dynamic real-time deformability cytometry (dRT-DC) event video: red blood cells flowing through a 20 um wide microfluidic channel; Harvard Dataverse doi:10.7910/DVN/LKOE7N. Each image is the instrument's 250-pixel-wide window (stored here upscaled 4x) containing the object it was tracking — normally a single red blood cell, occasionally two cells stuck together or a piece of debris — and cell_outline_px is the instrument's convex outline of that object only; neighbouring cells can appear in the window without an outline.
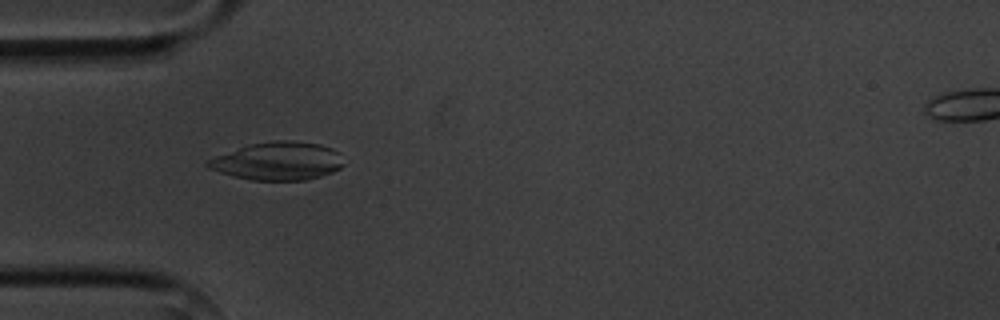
{"species": "common noctule bat (a hibernating species)", "species_latin": "Nyctalus noctula", "temperature_condition": "cold", "stored_images_in_passage": 13, "camera_frame_rate_fps": 3000, "um_per_image_px": 0.085, "animal": {"sex": "male", "body_mass_g": 20.1, "forearm_length_mm": 53.5}, "frame": {"image": 1, "passage_image": 3, "time_ms": 3.0, "image_size_px": [1000, 320], "cell_outline_px": [[344, 164], [340, 168], [332, 172], [320, 176], [304, 180], [252, 180], [232, 176], [208, 168], [204, 164], [204, 160], [248, 144], [272, 140], [292, 140], [320, 144], [332, 148], [340, 152]], "centroid_in_image_um": [23.6, 13.68], "position_along_channel_um": 61.4, "area_um2": 30.46}}
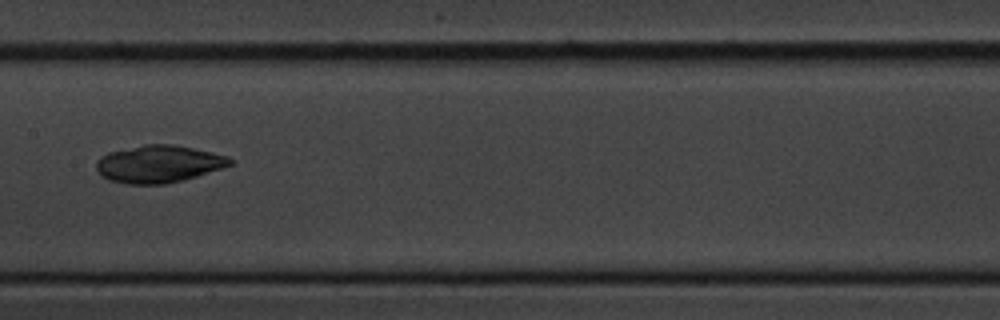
{"frame": {"image": 2, "passage_image": 6, "time_ms": 6.667, "image_size_px": [1000, 320], "cell_outline_px": [[232, 164], [184, 180], [164, 184], [128, 184], [108, 180], [100, 176], [96, 168], [96, 160], [100, 156], [108, 152], [144, 144], [172, 144], [212, 152], [228, 156], [232, 160]], "centroid_in_image_um": [13.43, 13.94], "position_along_channel_um": 194.0, "area_um2": 29.13}}
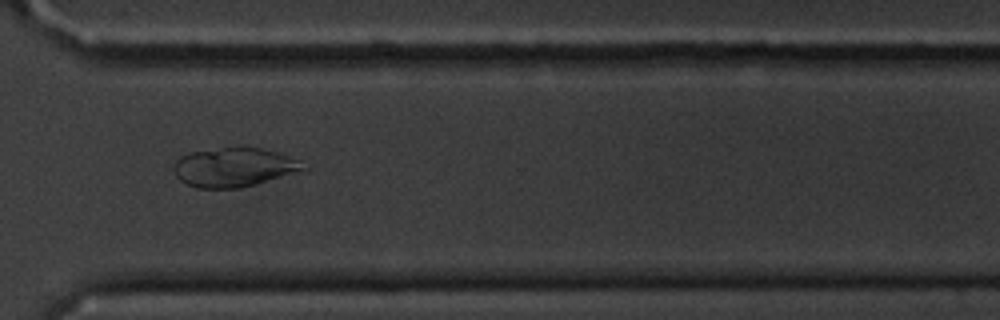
{"frame": {"image": 3, "passage_image": 10, "time_ms": 11.0, "image_size_px": [1000, 320], "cell_outline_px": [[312, 168], [308, 172], [240, 188], [196, 188], [180, 180], [176, 176], [172, 168], [176, 160], [180, 156], [188, 152], [236, 144], [240, 144], [260, 148], [300, 160]], "centroid_in_image_um": [19.98, 14.19], "position_along_channel_um": 350.6, "area_um2": 30.98}, "authors_computed_cell_mechanics": {"area_um2": 29.1312, "velocity_mm_per_s": 3.6237, "shape_relaxation_time_tau1_ms": 2.3224, "shape_relaxation_time_tau2_ms": 2.8784, "deformation_change_tau1": 0.0653, "deformation_change_tau2": 0.052}}